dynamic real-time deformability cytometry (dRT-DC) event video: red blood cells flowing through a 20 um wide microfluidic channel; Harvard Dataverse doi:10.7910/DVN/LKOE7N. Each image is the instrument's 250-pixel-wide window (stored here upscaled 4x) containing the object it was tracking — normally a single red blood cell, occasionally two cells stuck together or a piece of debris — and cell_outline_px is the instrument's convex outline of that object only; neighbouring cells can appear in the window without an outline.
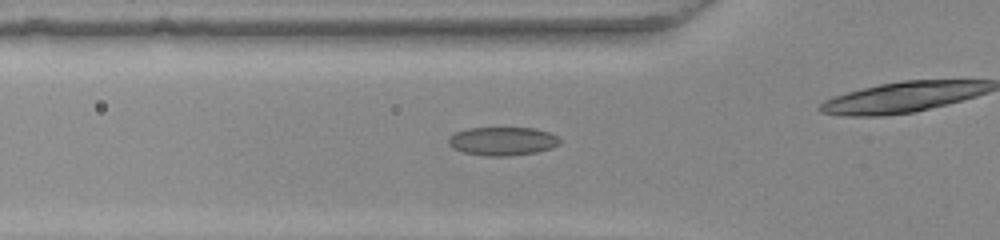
{"species": "common noctule bat (a hibernating species)", "species_latin": "Nyctalus noctula", "temperature_condition": "warm", "stored_images_in_passage": 42, "camera_frame_rate_fps": 3000, "um_per_image_px": 0.085, "animal": {"sex": "female", "body_mass_g": 22.0, "forearm_length_mm": 56.7}, "frame": {"image": 1, "passage_image": 18, "time_ms": 5.667, "image_size_px": [1000, 240], "cell_outline_px": [[560, 144], [552, 148], [536, 152], [508, 156], [488, 156], [464, 152], [452, 148], [448, 144], [448, 136], [456, 132], [468, 128], [536, 128], [548, 132], [556, 136], [560, 140]], "centroid_in_image_um": [42.7, 12.0], "position_along_channel_um": 83.1, "area_um2": 18.5}}
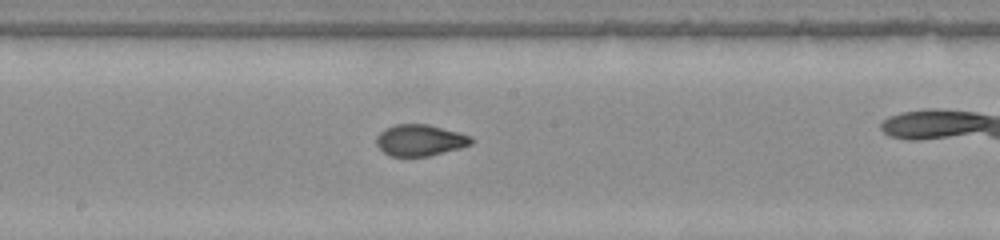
{"frame": {"image": 2, "passage_image": 28, "time_ms": 9.0, "image_size_px": [1000, 240], "cell_outline_px": [[476, 140], [472, 144], [460, 148], [428, 156], [388, 156], [376, 144], [376, 136], [384, 128], [392, 124], [428, 124], [472, 136]], "centroid_in_image_um": [35.7, 11.91], "position_along_channel_um": 212.5, "area_um2": 17.51}}
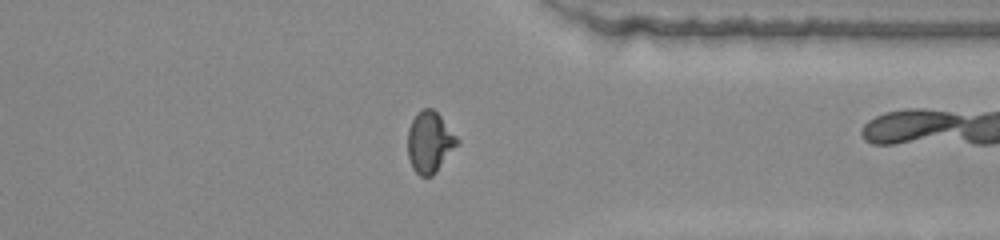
{"frame": {"image": 3, "passage_image": 41, "time_ms": 13.333, "image_size_px": [1000, 240], "cell_outline_px": [[460, 144], [436, 172], [432, 176], [420, 176], [412, 168], [408, 156], [408, 128], [412, 120], [424, 108], [432, 108], [440, 116], [460, 140]], "centroid_in_image_um": [36.55, 12.11], "position_along_channel_um": 374.9, "area_um2": 17.63}}